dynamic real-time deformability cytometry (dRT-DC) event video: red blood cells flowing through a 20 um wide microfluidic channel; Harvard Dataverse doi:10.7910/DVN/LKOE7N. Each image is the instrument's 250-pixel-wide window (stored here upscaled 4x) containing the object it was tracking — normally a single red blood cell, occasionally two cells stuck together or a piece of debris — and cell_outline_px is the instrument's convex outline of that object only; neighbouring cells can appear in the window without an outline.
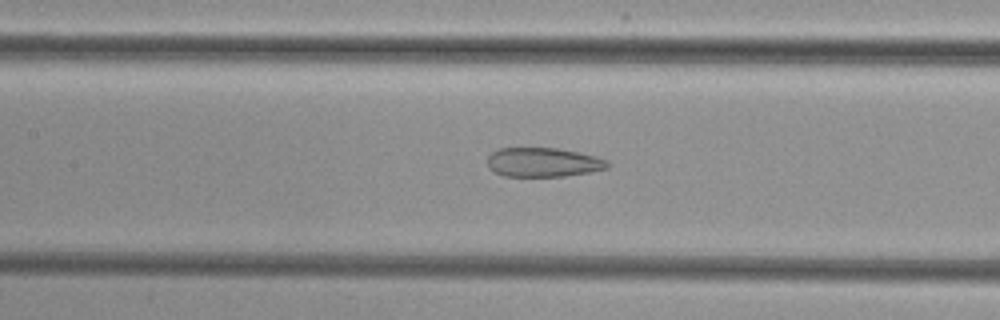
{"species": "common noctule bat (a hibernating species)", "species_latin": "Nyctalus noctula", "temperature_condition": "cold", "stored_images_in_passage": 36, "camera_frame_rate_fps": 3000, "um_per_image_px": 0.085, "animal": {"sex": "female", "body_mass_g": 29.2, "forearm_length_mm": 56.3}, "frame": {"image": 1, "passage_image": 14, "time_ms": 4.333, "image_size_px": [1000, 320], "cell_outline_px": [[612, 164], [608, 168], [592, 172], [564, 176], [504, 176], [488, 168], [488, 156], [492, 152], [500, 148], [556, 148], [580, 152], [596, 156], [608, 160]], "centroid_in_image_um": [46.23, 13.79], "position_along_channel_um": 161.2, "area_um2": 20.63}}
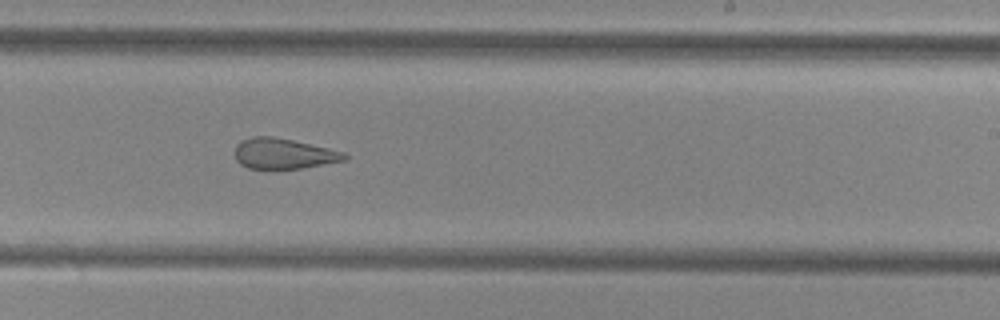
{"frame": {"image": 2, "passage_image": 22, "time_ms": 7.0, "image_size_px": [1000, 320], "cell_outline_px": [[348, 160], [300, 168], [248, 168], [240, 164], [236, 160], [236, 144], [240, 140], [252, 136], [272, 136], [292, 140], [328, 148], [344, 152], [348, 156]], "centroid_in_image_um": [24.1, 13.05], "position_along_channel_um": 264.9, "area_um2": 19.36}}
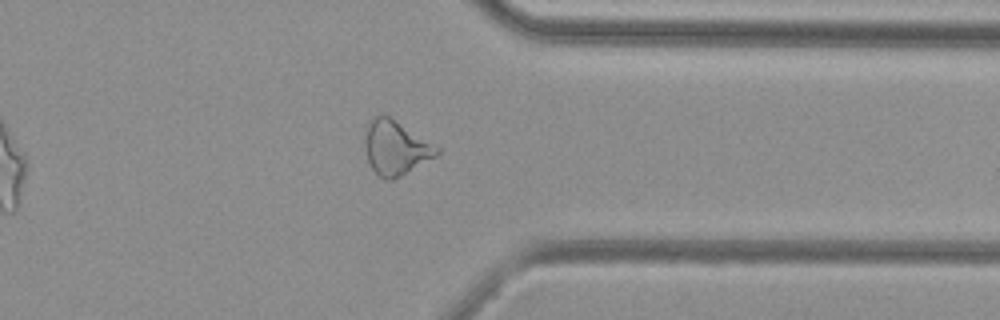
{"frame": {"image": 3, "passage_image": 31, "time_ms": 10.0, "image_size_px": [1000, 320], "cell_outline_px": [[440, 152], [436, 156], [400, 176], [392, 180], [384, 180], [372, 168], [368, 160], [364, 148], [364, 128], [368, 120], [372, 116], [380, 112], [384, 112], [440, 148]], "centroid_in_image_um": [33.57, 12.49], "position_along_channel_um": 377.8, "area_um2": 23.18}}